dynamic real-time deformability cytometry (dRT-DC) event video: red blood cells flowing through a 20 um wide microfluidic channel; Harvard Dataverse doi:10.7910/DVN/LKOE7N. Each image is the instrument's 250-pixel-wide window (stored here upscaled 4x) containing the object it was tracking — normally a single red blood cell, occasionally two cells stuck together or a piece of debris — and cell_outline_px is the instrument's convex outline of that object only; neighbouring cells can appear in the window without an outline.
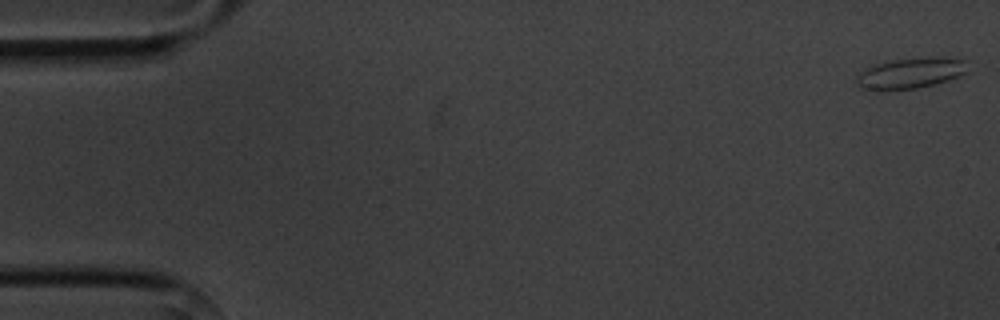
{"species": "common noctule bat (a hibernating species)", "species_latin": "Nyctalus noctula", "temperature_condition": "cold", "stored_images_in_passage": 5, "camera_frame_rate_fps": 3000, "um_per_image_px": 0.085, "animal": {"sex": "male", "body_mass_g": 20.1, "forearm_length_mm": 53.5}, "frame": {"image": 1, "passage_image": 1, "time_ms": 0.0, "image_size_px": [1000, 320], "cell_outline_px": [[968, 72], [948, 80], [936, 84], [916, 88], [876, 92], [860, 88], [856, 84], [856, 76], [860, 72], [876, 64], [892, 60], [932, 56], [940, 56], [968, 60]], "centroid_in_image_um": [77.41, 6.23], "position_along_channel_um": 7.6, "area_um2": 20.52}}